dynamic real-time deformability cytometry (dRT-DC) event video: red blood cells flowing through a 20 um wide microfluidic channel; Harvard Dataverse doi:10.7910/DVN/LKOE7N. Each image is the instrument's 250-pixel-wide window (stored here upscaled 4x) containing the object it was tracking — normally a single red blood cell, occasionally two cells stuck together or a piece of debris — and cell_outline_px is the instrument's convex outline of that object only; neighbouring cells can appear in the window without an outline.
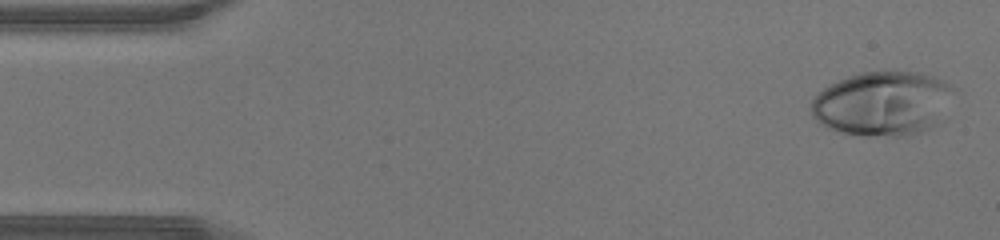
{"species": "human", "species_latin": "Homo sapiens", "temperature_condition": "warm", "stored_images_in_passage": 44, "camera_frame_rate_fps": 3000, "um_per_image_px": 0.085, "donor": {"sex": "male"}, "frame": {"image": 1, "passage_image": 2, "time_ms": 0.333, "image_size_px": [1000, 240], "cell_outline_px": [[956, 92], [932, 124], [928, 128], [920, 132], [908, 136], [864, 136], [840, 132], [828, 128], [820, 124], [812, 116], [812, 100], [824, 88], [848, 76], [864, 72], [920, 72], [932, 76], [952, 84], [956, 88]], "centroid_in_image_um": [75.01, 8.8], "position_along_channel_um": 10.0, "area_um2": 52.94}}
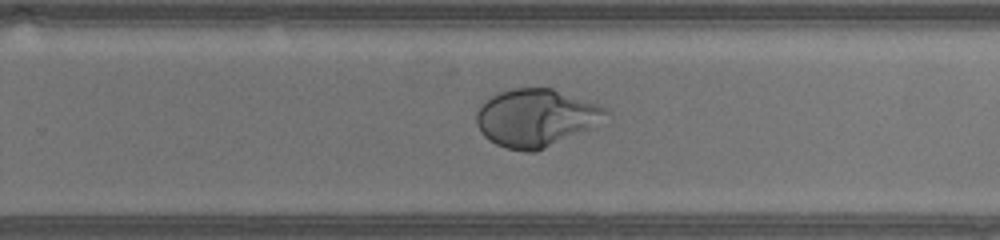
{"frame": {"image": 2, "passage_image": 28, "time_ms": 9.0, "image_size_px": [1000, 240], "cell_outline_px": [[612, 112], [588, 128], [536, 152], [524, 152], [508, 148], [496, 144], [488, 140], [480, 132], [476, 124], [476, 112], [492, 96], [500, 92], [512, 88], [552, 88], [608, 108]], "centroid_in_image_um": [45.52, 10.01], "position_along_channel_um": 284.3, "area_um2": 42.83}}
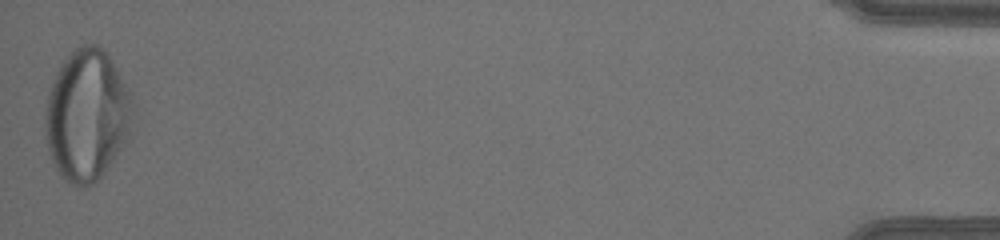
{"frame": {"image": 3, "passage_image": 44, "time_ms": 14.333, "image_size_px": [1000, 240], "cell_outline_px": [[132, 136], [104, 172], [92, 184], [84, 188], [76, 188], [60, 176], [48, 152], [44, 136], [44, 116], [48, 92], [56, 72], [60, 64], [80, 44], [96, 44], [104, 48], [112, 60], [132, 92]], "centroid_in_image_um": [7.4, 9.81], "position_along_channel_um": 427.8, "area_um2": 68.26}}